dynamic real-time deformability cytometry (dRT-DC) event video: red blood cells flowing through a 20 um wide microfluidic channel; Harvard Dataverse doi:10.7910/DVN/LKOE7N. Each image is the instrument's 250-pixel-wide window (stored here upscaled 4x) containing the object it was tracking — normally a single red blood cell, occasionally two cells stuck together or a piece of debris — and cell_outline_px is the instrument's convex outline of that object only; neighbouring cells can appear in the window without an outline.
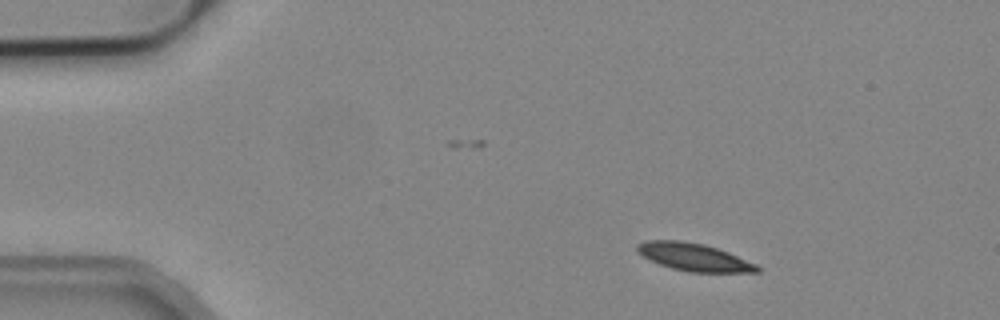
{"species": "common noctule bat (a hibernating species)", "species_latin": "Nyctalus noctula", "temperature_condition": "cold", "stored_images_in_passage": 2, "camera_frame_rate_fps": 3000, "um_per_image_px": 0.085, "animal": {"sex": "male", "body_mass_g": 19.2, "forearm_length_mm": 51.8}, "frame": {"image": 1, "passage_image": 1, "time_ms": 0.0, "image_size_px": [1000, 320], "cell_outline_px": [[760, 272], [688, 272], [672, 268], [660, 264], [636, 252], [636, 244], [648, 240], [684, 240], [704, 244], [728, 252], [756, 264], [760, 268]], "centroid_in_image_um": [58.97, 21.84], "position_along_channel_um": 26.0, "area_um2": 19.25}}